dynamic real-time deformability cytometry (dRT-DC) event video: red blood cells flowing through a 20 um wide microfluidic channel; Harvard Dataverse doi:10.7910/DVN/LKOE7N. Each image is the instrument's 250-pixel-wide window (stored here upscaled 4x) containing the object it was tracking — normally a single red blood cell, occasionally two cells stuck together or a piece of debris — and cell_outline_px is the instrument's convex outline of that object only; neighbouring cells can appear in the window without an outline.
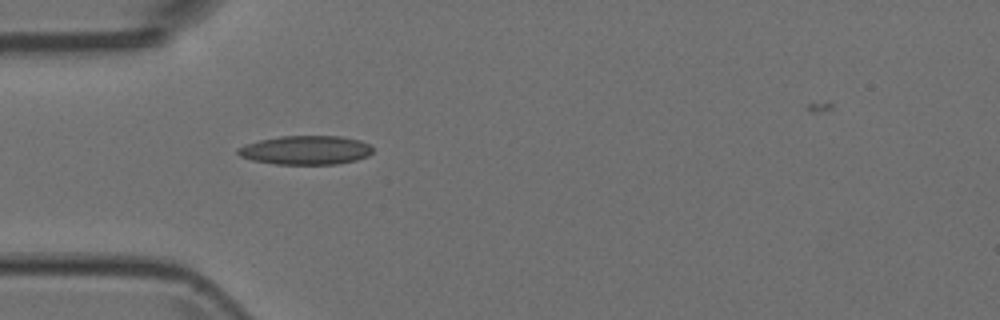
{"species": "Egyptian fruit bat (a non-hibernating species)", "species_latin": "Rousettus aegyptiacus", "temperature_condition": "room temperature", "stored_images_in_passage": 23, "camera_frame_rate_fps": 3000, "um_per_image_px": 0.085, "animal": {"sex": "female"}, "frame": {"image": 1, "passage_image": 2, "time_ms": 0.333, "image_size_px": [1000, 320], "cell_outline_px": [[372, 152], [368, 156], [356, 160], [336, 164], [276, 164], [252, 160], [240, 156], [236, 152], [236, 148], [244, 144], [260, 140], [280, 136], [340, 136], [360, 140], [368, 144], [372, 148]], "centroid_in_image_um": [25.96, 12.76], "position_along_channel_um": 59.0, "area_um2": 22.77}}
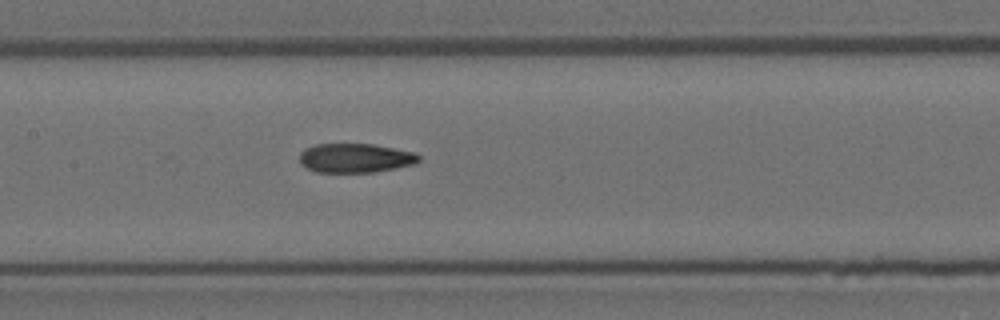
{"frame": {"image": 2, "passage_image": 11, "time_ms": 3.333, "image_size_px": [1000, 320], "cell_outline_px": [[420, 160], [416, 164], [396, 168], [372, 172], [316, 172], [300, 164], [300, 152], [304, 148], [316, 144], [372, 144], [416, 152], [420, 156]], "centroid_in_image_um": [30.22, 13.43], "position_along_channel_um": 177.2, "area_um2": 20.4}}
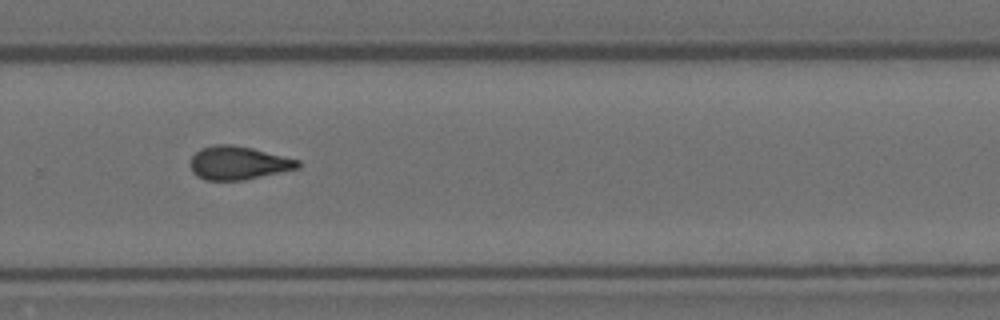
{"frame": {"image": 3, "passage_image": 21, "time_ms": 6.667, "image_size_px": [1000, 320], "cell_outline_px": [[300, 168], [244, 180], [204, 180], [196, 176], [192, 172], [192, 156], [200, 148], [216, 144], [232, 144], [252, 148], [300, 160]], "centroid_in_image_um": [20.26, 13.85], "position_along_channel_um": 309.5, "area_um2": 20.92}}